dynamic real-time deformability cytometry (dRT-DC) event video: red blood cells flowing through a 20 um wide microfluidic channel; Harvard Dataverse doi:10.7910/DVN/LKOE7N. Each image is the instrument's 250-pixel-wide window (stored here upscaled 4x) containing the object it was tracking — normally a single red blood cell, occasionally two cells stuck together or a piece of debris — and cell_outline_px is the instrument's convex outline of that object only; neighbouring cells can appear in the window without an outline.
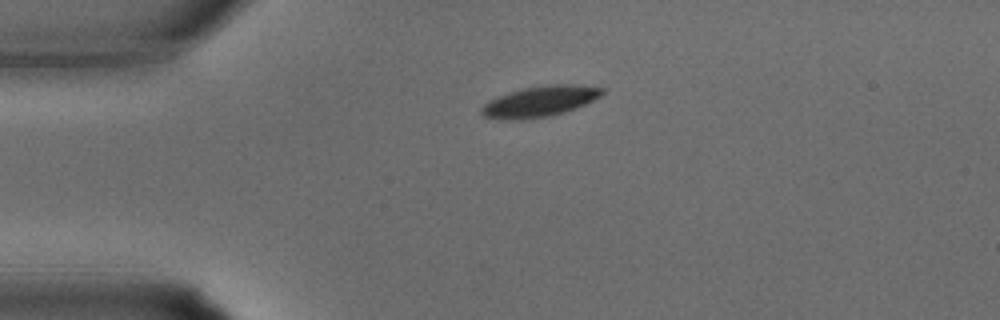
{"species": "common noctule bat (a hibernating species)", "species_latin": "Nyctalus noctula", "temperature_condition": "warm", "stored_images_in_passage": 27, "camera_frame_rate_fps": 3000, "um_per_image_px": 0.085, "animal": {"sex": "male", "body_mass_g": 15.6}, "frame": {"image": 1, "passage_image": 1, "time_ms": 0.0, "image_size_px": [1000, 320], "cell_outline_px": [[604, 92], [600, 96], [576, 108], [564, 112], [548, 116], [520, 120], [500, 120], [484, 116], [480, 112], [480, 108], [488, 100], [524, 88], [548, 84], [572, 84], [604, 88]], "centroid_in_image_um": [45.86, 8.63], "position_along_channel_um": 39.1, "area_um2": 21.44}}
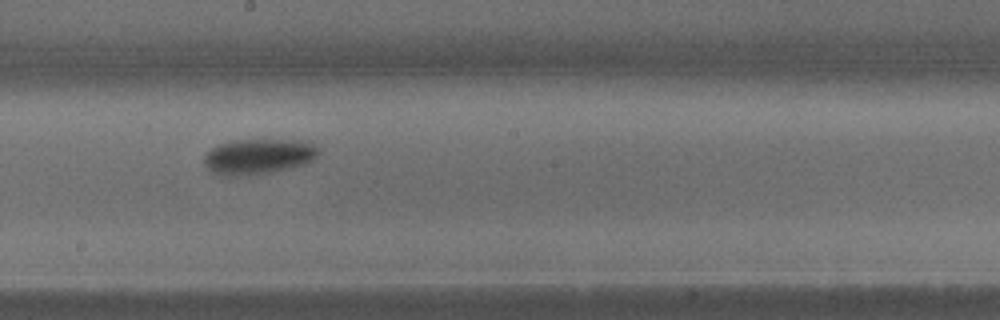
{"frame": {"image": 2, "passage_image": 12, "time_ms": 3.667, "image_size_px": [1000, 320], "cell_outline_px": [[320, 152], [312, 160], [304, 164], [292, 168], [272, 172], [236, 176], [228, 176], [212, 172], [204, 164], [204, 156], [212, 148], [220, 144], [236, 140], [312, 140], [320, 148]], "centroid_in_image_um": [22.04, 13.29], "position_along_channel_um": 226.2, "area_um2": 23.76}}
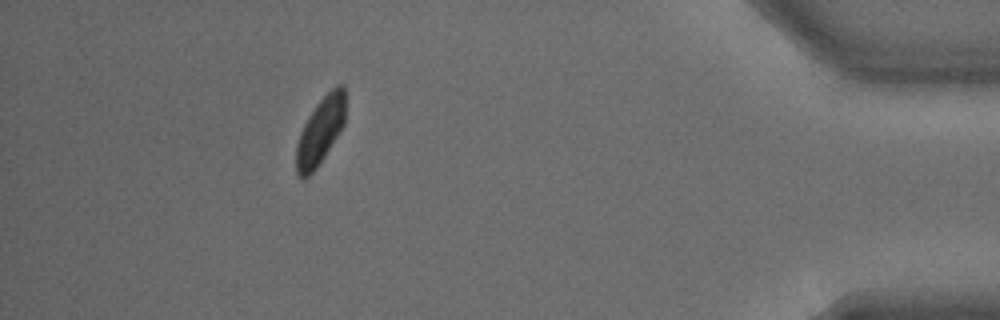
{"frame": {"image": 3, "passage_image": 24, "time_ms": 7.667, "image_size_px": [1000, 320], "cell_outline_px": [[344, 124], [340, 132], [316, 168], [304, 180], [296, 176], [296, 144], [300, 132], [308, 116], [316, 104], [336, 84], [344, 84]], "centroid_in_image_um": [27.2, 11.15], "position_along_channel_um": 408.0, "area_um2": 19.13}}